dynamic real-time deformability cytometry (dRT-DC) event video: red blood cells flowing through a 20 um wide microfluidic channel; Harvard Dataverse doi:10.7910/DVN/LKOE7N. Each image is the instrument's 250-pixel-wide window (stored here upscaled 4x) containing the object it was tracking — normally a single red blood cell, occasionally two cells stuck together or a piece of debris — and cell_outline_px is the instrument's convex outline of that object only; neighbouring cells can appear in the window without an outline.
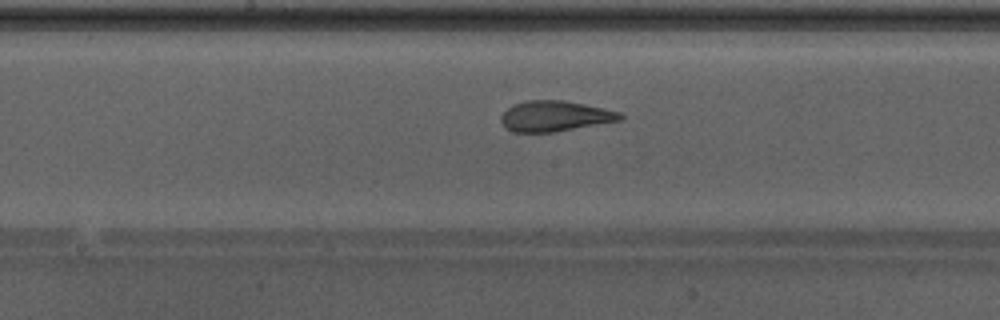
{"species": "Egyptian fruit bat (a non-hibernating species)", "species_latin": "Rousettus aegyptiacus", "temperature_condition": "warm", "stored_images_in_passage": 31, "camera_frame_rate_fps": 3000, "um_per_image_px": 0.085, "animal": {"sex": "male"}, "frame": {"image": 1, "passage_image": 18, "time_ms": 5.667, "image_size_px": [1000, 320], "cell_outline_px": [[624, 120], [552, 132], [512, 132], [504, 128], [500, 120], [500, 116], [508, 108], [516, 104], [528, 100], [564, 100], [604, 108], [620, 112], [624, 116]], "centroid_in_image_um": [47.18, 9.87], "position_along_channel_um": 201.0, "area_um2": 21.27}, "authors_computed_cell_mechanics": {"area_um2": 21.7328, "velocity_mm_per_s": 4.2997, "shape_relaxation_time_tau1_ms": 10.8437, "shape_relaxation_time_tau2_ms": 0.9871, "deformation_change_tau1": 0.3137, "deformation_change_tau2": 0.0806}}